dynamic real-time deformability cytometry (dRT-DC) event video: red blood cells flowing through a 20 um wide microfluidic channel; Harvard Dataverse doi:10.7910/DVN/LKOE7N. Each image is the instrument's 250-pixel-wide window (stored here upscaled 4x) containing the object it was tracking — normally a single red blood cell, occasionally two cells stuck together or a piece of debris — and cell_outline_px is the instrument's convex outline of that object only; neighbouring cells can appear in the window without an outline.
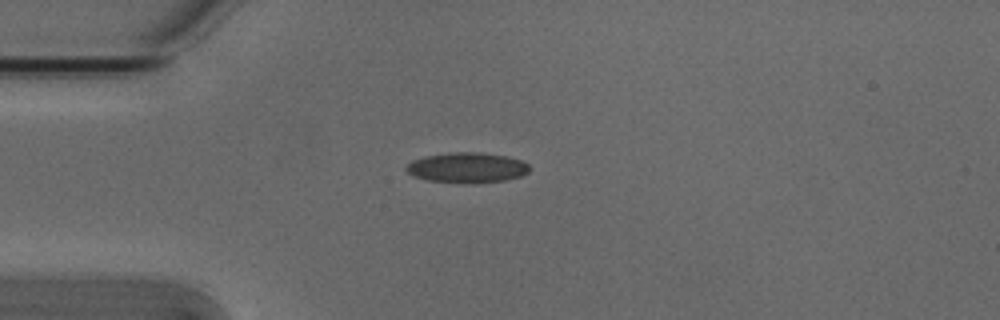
{"species": "Egyptian fruit bat (a non-hibernating species)", "species_latin": "Rousettus aegyptiacus", "temperature_condition": "cold", "stored_images_in_passage": 3, "camera_frame_rate_fps": 3000, "um_per_image_px": 0.085, "animal": {"sex": "male"}, "frame": {"image": 1, "passage_image": 1, "time_ms": 0.0, "image_size_px": [1000, 320], "cell_outline_px": [[528, 172], [520, 176], [504, 180], [472, 184], [428, 180], [416, 176], [408, 172], [404, 168], [412, 160], [428, 156], [448, 152], [480, 152], [504, 156], [520, 160], [528, 164]], "centroid_in_image_um": [39.69, 14.25], "position_along_channel_um": 45.3, "area_um2": 21.5}}
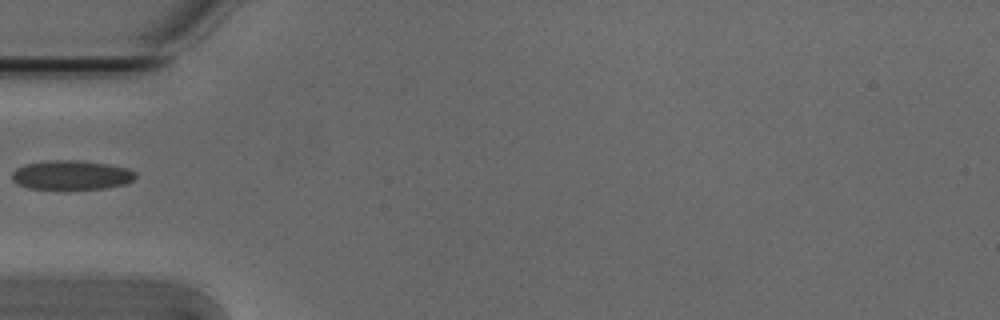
{"frame": {"image": 2, "passage_image": 2, "time_ms": 0.333, "image_size_px": [1000, 320], "cell_outline_px": [[136, 176], [132, 180], [124, 184], [104, 188], [28, 188], [16, 184], [12, 180], [12, 172], [16, 168], [24, 164], [48, 160], [76, 160], [108, 164], [128, 168], [136, 172]], "centroid_in_image_um": [6.04, 14.86], "position_along_channel_um": 79.0, "area_um2": 20.92}}
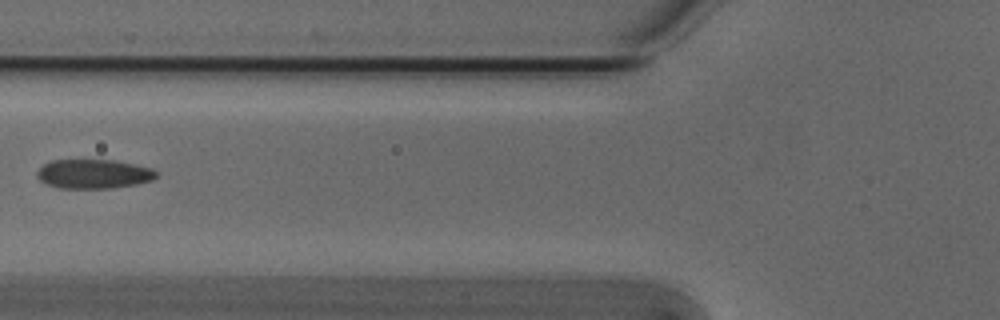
{"frame": {"image": 3, "passage_image": 3, "time_ms": 0.667, "image_size_px": [1000, 320], "cell_outline_px": [[156, 176], [152, 180], [136, 184], [112, 188], [60, 188], [48, 184], [40, 180], [36, 176], [36, 172], [44, 164], [52, 160], [116, 160], [136, 164], [152, 168], [156, 172]], "centroid_in_image_um": [7.96, 14.78], "position_along_channel_um": 117.8, "area_um2": 20.29}}